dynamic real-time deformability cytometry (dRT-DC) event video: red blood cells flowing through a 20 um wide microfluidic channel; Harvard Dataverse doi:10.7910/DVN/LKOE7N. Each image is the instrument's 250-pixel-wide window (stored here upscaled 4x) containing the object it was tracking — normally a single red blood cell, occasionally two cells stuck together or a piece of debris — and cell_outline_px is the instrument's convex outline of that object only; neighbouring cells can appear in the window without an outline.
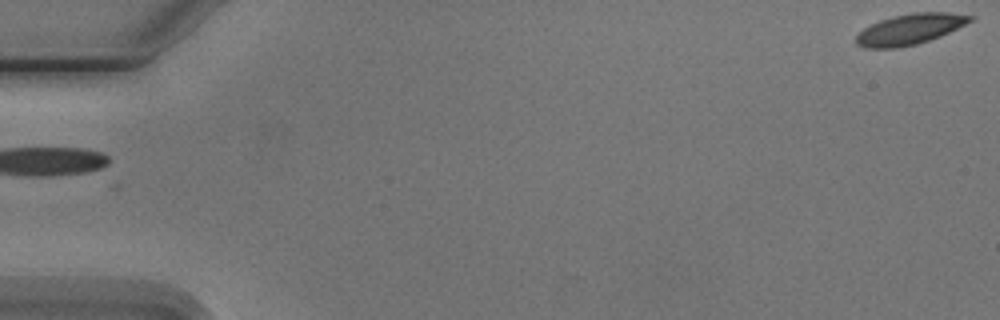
{"species": "Egyptian fruit bat (a non-hibernating species)", "species_latin": "Rousettus aegyptiacus", "temperature_condition": "cold", "stored_images_in_passage": 6, "segment_of_instrument_passage": [2, 2], "camera_frame_rate_fps": 3000, "um_per_image_px": 0.085, "animal": {"sex": "male"}, "frame": {"image": 1, "passage_image": 6, "time_ms": 5.667, "image_size_px": [1000, 320], "cell_outline_px": [[976, 16], [972, 20], [940, 36], [916, 44], [896, 48], [864, 48], [856, 44], [856, 36], [864, 28], [880, 20], [892, 16], [916, 12], [948, 12]], "centroid_in_image_um": [77.32, 2.48], "position_along_channel_um": 7.7, "area_um2": 20.11}}